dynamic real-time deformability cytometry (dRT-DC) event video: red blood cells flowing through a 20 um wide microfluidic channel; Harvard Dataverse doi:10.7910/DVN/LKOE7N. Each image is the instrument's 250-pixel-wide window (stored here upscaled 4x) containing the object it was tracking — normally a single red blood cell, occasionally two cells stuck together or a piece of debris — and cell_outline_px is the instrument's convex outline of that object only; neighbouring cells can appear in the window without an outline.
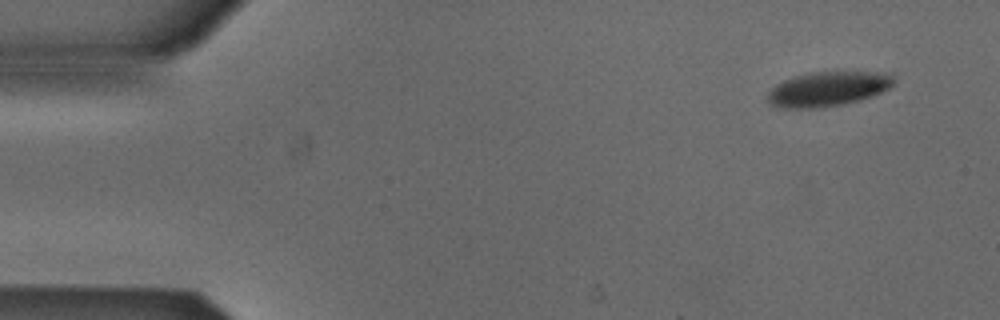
{"species": "Egyptian fruit bat (a non-hibernating species)", "species_latin": "Rousettus aegyptiacus", "temperature_condition": "cold", "stored_images_in_passage": 4, "camera_frame_rate_fps": 3000, "um_per_image_px": 0.085, "animal": {"sex": "male"}, "frame": {"image": 1, "passage_image": 1, "time_ms": 0.0, "image_size_px": [1000, 320], "cell_outline_px": [[896, 80], [888, 88], [880, 92], [860, 100], [840, 104], [816, 108], [784, 108], [772, 104], [768, 100], [768, 92], [776, 84], [784, 80], [796, 76], [812, 72], [892, 72]], "centroid_in_image_um": [70.4, 7.54], "position_along_channel_um": 14.6, "area_um2": 25.2}}
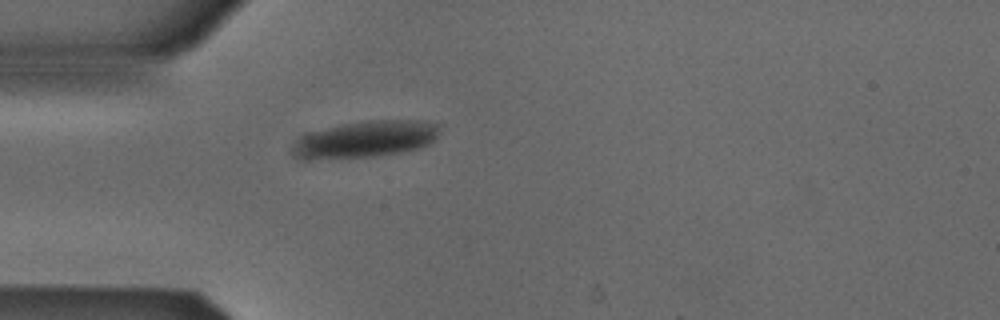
{"frame": {"image": 2, "passage_image": 4, "time_ms": 1.0, "image_size_px": [1000, 320], "cell_outline_px": [[440, 132], [428, 144], [420, 148], [400, 152], [372, 156], [328, 160], [308, 160], [300, 156], [296, 152], [296, 144], [308, 132], [344, 124], [368, 120], [420, 120], [440, 124]], "centroid_in_image_um": [31.15, 11.83], "position_along_channel_um": 53.8, "area_um2": 31.04}}